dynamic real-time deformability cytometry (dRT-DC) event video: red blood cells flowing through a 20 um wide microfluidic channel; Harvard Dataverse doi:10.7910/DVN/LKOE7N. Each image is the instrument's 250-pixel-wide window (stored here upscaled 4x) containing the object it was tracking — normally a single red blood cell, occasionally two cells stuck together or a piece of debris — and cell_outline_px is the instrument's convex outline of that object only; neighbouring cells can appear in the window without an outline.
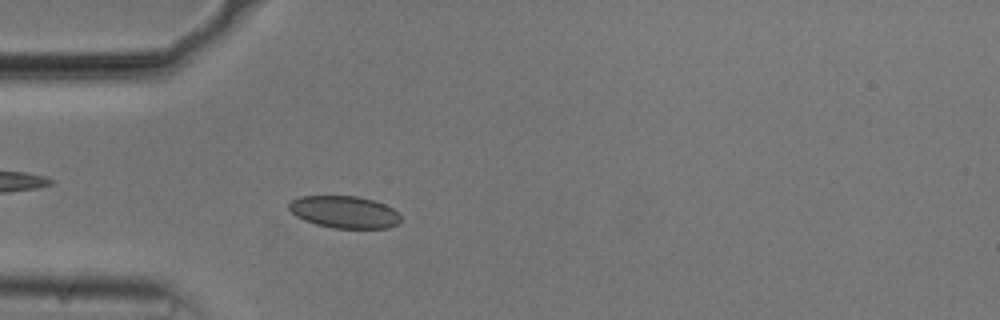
{"species": "common noctule bat (a hibernating species)", "species_latin": "Nyctalus noctula", "temperature_condition": "cold", "stored_images_in_passage": 44, "camera_frame_rate_fps": 3000, "um_per_image_px": 0.085, "animal": {"sex": "male", "body_mass_g": 20.5, "forearm_length_mm": 52.5}, "frame": {"image": 1, "passage_image": 6, "time_ms": 1.667, "image_size_px": [1000, 320], "cell_outline_px": [[400, 224], [388, 228], [332, 228], [316, 224], [304, 220], [296, 216], [288, 208], [288, 204], [292, 200], [300, 196], [356, 196], [376, 200], [392, 208], [400, 216]], "centroid_in_image_um": [29.28, 18.02], "position_along_channel_um": 55.7, "area_um2": 21.04}}
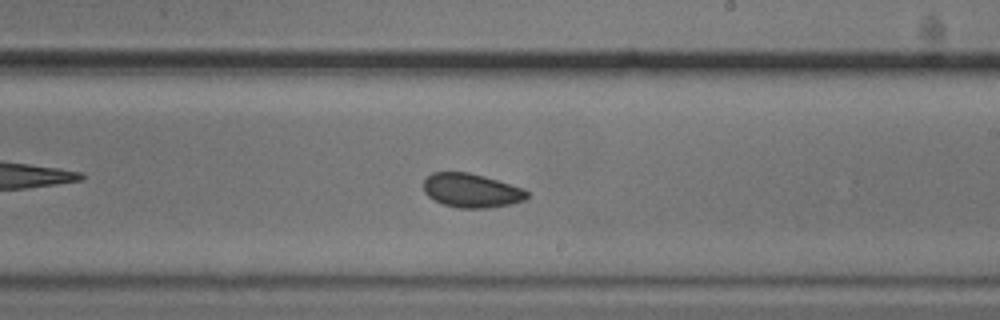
{"frame": {"image": 2, "passage_image": 22, "time_ms": 7.0, "image_size_px": [1000, 320], "cell_outline_px": [[528, 196], [524, 200], [512, 204], [488, 208], [460, 208], [444, 204], [428, 196], [424, 192], [424, 180], [432, 172], [468, 172], [484, 176], [524, 188], [528, 192]], "centroid_in_image_um": [40.09, 16.19], "position_along_channel_um": 248.9, "area_um2": 20.46}}
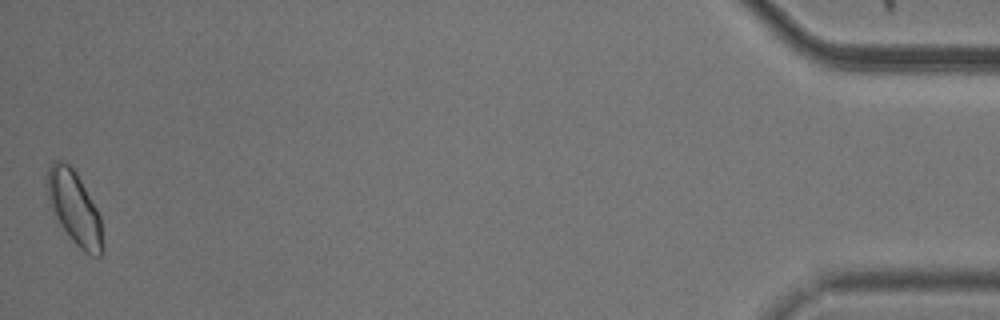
{"frame": {"image": 3, "passage_image": 44, "time_ms": 14.333, "image_size_px": [1000, 320], "cell_outline_px": [[104, 252], [100, 256], [92, 256], [84, 252], [72, 240], [60, 224], [48, 204], [44, 184], [48, 168], [56, 160], [64, 160], [76, 172], [96, 208], [100, 216], [104, 244]], "centroid_in_image_um": [6.3, 17.68], "position_along_channel_um": 428.9, "area_um2": 23.99}, "authors_computed_cell_mechanics": {"area_um2": 20.8947, "velocity_mm_per_s": 3.7196, "shape_relaxation_time_tau1_ms": 4.5903, "shape_relaxation_time_tau2_ms": 3.3777, "deformation_change_tau1": 0.045, "deformation_change_tau2": 0.0682}}